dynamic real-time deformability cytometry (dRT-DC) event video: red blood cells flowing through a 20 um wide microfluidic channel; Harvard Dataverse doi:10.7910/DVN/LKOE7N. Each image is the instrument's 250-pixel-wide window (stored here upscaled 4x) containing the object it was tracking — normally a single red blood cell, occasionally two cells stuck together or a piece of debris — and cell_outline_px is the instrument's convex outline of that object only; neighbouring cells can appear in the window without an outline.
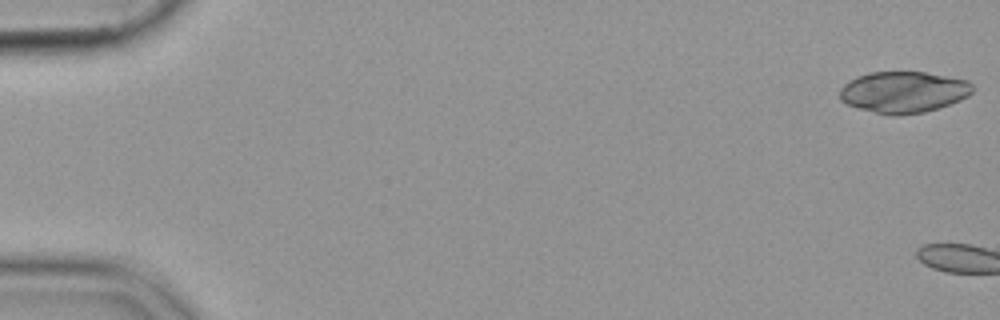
{"species": "common noctule bat (a hibernating species)", "species_latin": "Nyctalus noctula", "temperature_condition": "cold", "stored_images_in_passage": 3, "camera_frame_rate_fps": 3000, "um_per_image_px": 0.085, "animal": {"sex": "female", "body_mass_g": 19.9}, "frame": {"image": 1, "passage_image": 1, "time_ms": 0.0, "image_size_px": [1000, 320], "cell_outline_px": [[976, 88], [968, 96], [960, 100], [924, 112], [896, 116], [892, 116], [856, 108], [840, 100], [840, 88], [848, 80], [856, 76], [868, 72], [924, 72], [968, 80]], "centroid_in_image_um": [76.78, 7.82], "position_along_channel_um": 8.2, "area_um2": 32.19}}